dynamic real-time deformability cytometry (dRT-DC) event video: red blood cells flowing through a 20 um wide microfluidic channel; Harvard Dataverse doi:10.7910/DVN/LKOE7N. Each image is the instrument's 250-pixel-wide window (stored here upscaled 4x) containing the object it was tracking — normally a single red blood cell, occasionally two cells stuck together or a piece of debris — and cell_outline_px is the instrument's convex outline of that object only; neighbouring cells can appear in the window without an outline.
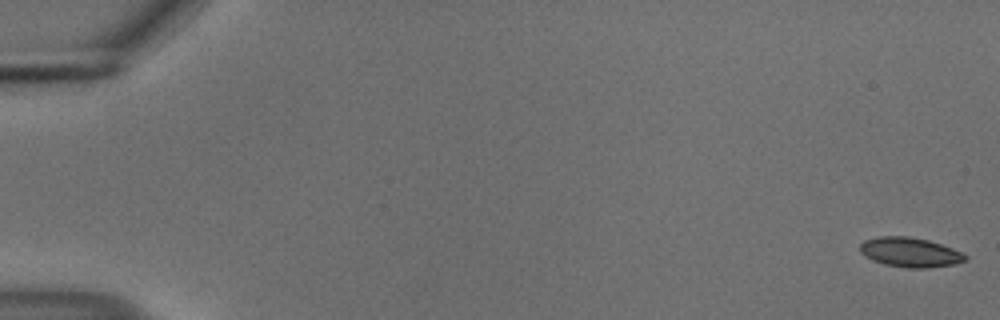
{"species": "common noctule bat (a hibernating species)", "species_latin": "Nyctalus noctula", "temperature_condition": "cold", "stored_images_in_passage": 56, "camera_frame_rate_fps": 3000, "um_per_image_px": 0.085, "animal": {"sex": "male", "body_mass_g": 18.8}, "frame": {"image": 1, "passage_image": 1, "time_ms": 0.0, "image_size_px": [1000, 320], "cell_outline_px": [[968, 256], [964, 260], [956, 264], [924, 268], [908, 268], [884, 264], [872, 260], [864, 256], [860, 252], [860, 244], [864, 240], [876, 236], [908, 236], [928, 240], [964, 252]], "centroid_in_image_um": [77.34, 21.44], "position_along_channel_um": 7.7, "area_um2": 18.26}}
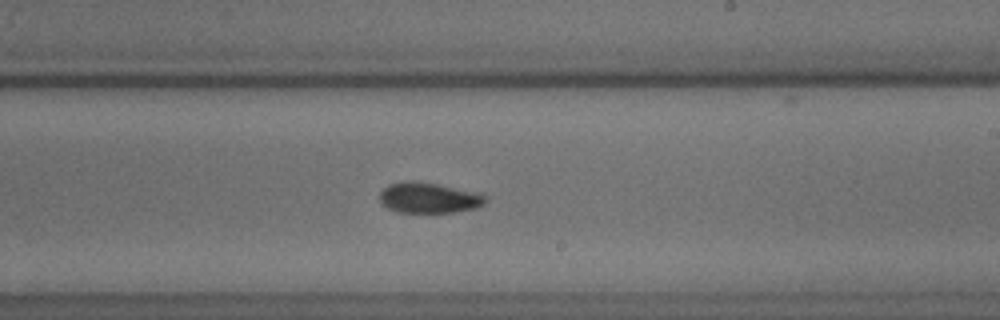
{"frame": {"image": 2, "passage_image": 34, "time_ms": 11.0, "image_size_px": [1000, 320], "cell_outline_px": [[488, 200], [484, 204], [476, 208], [452, 212], [400, 212], [388, 208], [380, 200], [380, 192], [388, 184], [408, 180], [412, 180], [436, 184], [476, 192], [488, 196]], "centroid_in_image_um": [36.47, 16.8], "position_along_channel_um": 252.5, "area_um2": 18.73}}
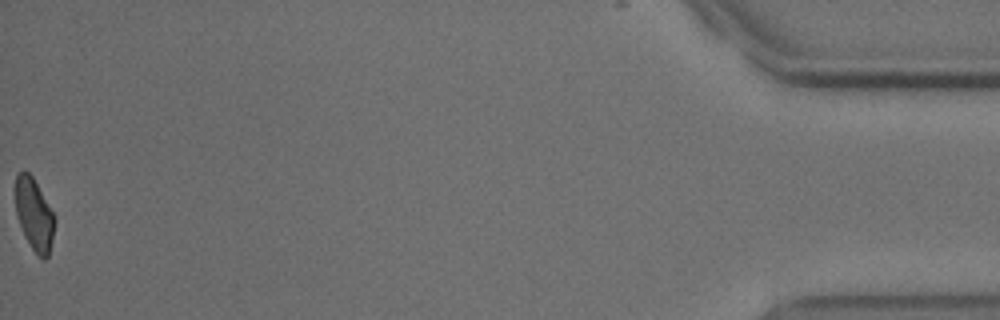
{"frame": {"image": 3, "passage_image": 56, "time_ms": 18.333, "image_size_px": [1000, 320], "cell_outline_px": [[56, 220], [52, 240], [48, 256], [44, 260], [32, 248], [24, 236], [16, 216], [16, 172], [24, 168], [32, 176], [52, 212]], "centroid_in_image_um": [2.89, 18.21], "position_along_channel_um": 432.3, "area_um2": 16.3}, "authors_computed_cell_mechanics": {"area_um2": 18.2648, "velocity_mm_per_s": 3.6929, "shape_relaxation_time_tau1_ms": 2.4914, "shape_relaxation_time_tau2_ms": 2.2098, "deformation_change_tau1": 0.0973, "deformation_change_tau2": 0.0687}}